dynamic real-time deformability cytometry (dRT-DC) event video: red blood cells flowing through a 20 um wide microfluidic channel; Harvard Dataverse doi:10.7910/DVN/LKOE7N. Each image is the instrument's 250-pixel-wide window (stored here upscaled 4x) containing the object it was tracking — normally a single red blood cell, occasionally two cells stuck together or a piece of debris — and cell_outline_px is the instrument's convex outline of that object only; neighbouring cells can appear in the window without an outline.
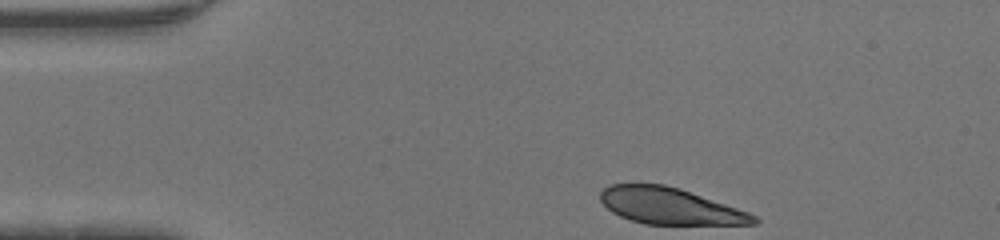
{"species": "human", "species_latin": "Homo sapiens", "temperature_condition": "warm", "stored_images_in_passage": 32, "camera_frame_rate_fps": 3000, "um_per_image_px": 0.085, "donor": {"sex": "male"}, "frame": {"image": 1, "passage_image": 1, "time_ms": 0.0, "image_size_px": [1000, 240], "cell_outline_px": [[760, 220], [756, 224], [644, 224], [620, 216], [612, 212], [600, 200], [600, 192], [608, 184], [664, 184], [680, 188], [748, 212], [756, 216]], "centroid_in_image_um": [56.93, 17.51], "position_along_channel_um": 28.1, "area_um2": 32.31}}
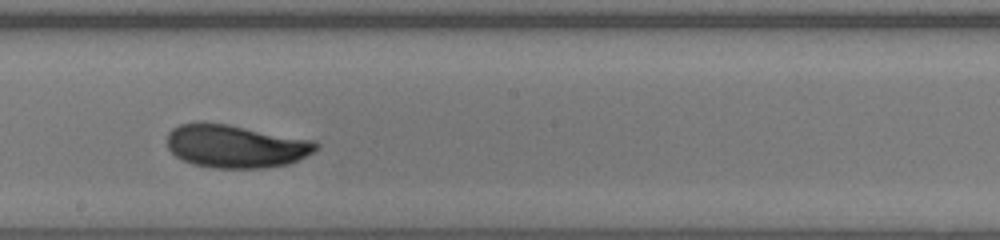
{"frame": {"image": 2, "passage_image": 19, "time_ms": 6.0, "image_size_px": [1000, 240], "cell_outline_px": [[320, 148], [308, 156], [288, 164], [260, 168], [216, 168], [192, 164], [176, 156], [168, 148], [168, 132], [172, 128], [180, 124], [200, 120], [228, 124], [316, 140], [320, 144]], "centroid_in_image_um": [20.07, 12.4], "position_along_channel_um": 228.1, "area_um2": 37.97}}
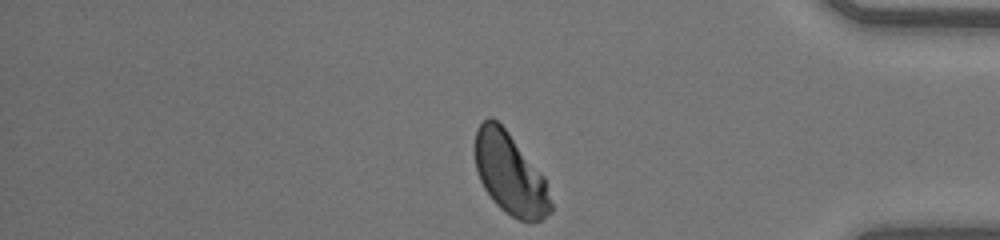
{"frame": {"image": 3, "passage_image": 32, "time_ms": 10.333, "image_size_px": [1000, 240], "cell_outline_px": [[552, 212], [540, 220], [520, 220], [512, 216], [500, 208], [492, 200], [484, 188], [480, 180], [476, 168], [476, 128], [488, 116], [496, 120], [508, 132], [544, 176], [552, 204]], "centroid_in_image_um": [43.36, 14.78], "position_along_channel_um": 391.8, "area_um2": 35.49}}